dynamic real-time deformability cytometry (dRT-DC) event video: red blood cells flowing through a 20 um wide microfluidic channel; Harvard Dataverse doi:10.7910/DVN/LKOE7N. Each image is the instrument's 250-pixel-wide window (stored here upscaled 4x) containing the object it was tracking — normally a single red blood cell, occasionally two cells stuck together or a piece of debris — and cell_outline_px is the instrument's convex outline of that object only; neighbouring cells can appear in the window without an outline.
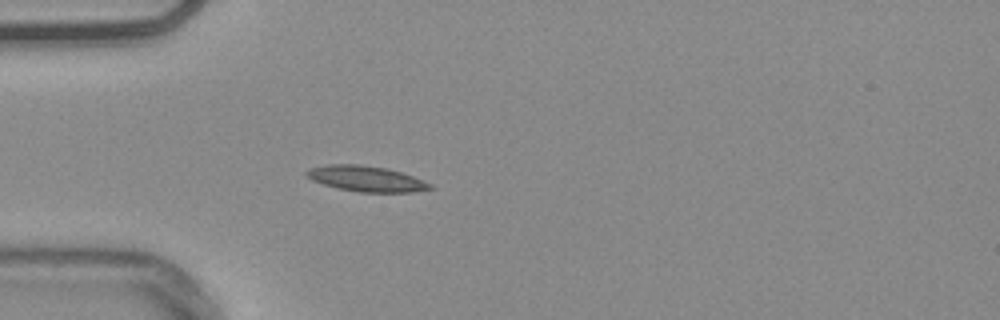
{"species": "common noctule bat (a hibernating species)", "species_latin": "Nyctalus noctula", "temperature_condition": "warm", "stored_images_in_passage": 54, "camera_frame_rate_fps": 3000, "um_per_image_px": 0.085, "animal": {"sex": "male", "body_mass_g": 20.4}, "frame": {"image": 1, "passage_image": 16, "time_ms": 5.0, "image_size_px": [1000, 320], "cell_outline_px": [[436, 188], [412, 192], [360, 192], [340, 188], [324, 184], [312, 180], [304, 176], [304, 172], [312, 168], [328, 164], [360, 164], [388, 168], [412, 176], [432, 184]], "centroid_in_image_um": [31.14, 15.18], "position_along_channel_um": 53.9, "area_um2": 18.38}, "authors_computed_cell_mechanics": {"area_um2": 16.7331, "velocity_mm_per_s": 3.7478, "shape_relaxation_time_tau1_ms": null, "shape_relaxation_time_tau2_ms": 11.2591, "deformation_change_tau1": null, "deformation_change_tau2": 0.211}}